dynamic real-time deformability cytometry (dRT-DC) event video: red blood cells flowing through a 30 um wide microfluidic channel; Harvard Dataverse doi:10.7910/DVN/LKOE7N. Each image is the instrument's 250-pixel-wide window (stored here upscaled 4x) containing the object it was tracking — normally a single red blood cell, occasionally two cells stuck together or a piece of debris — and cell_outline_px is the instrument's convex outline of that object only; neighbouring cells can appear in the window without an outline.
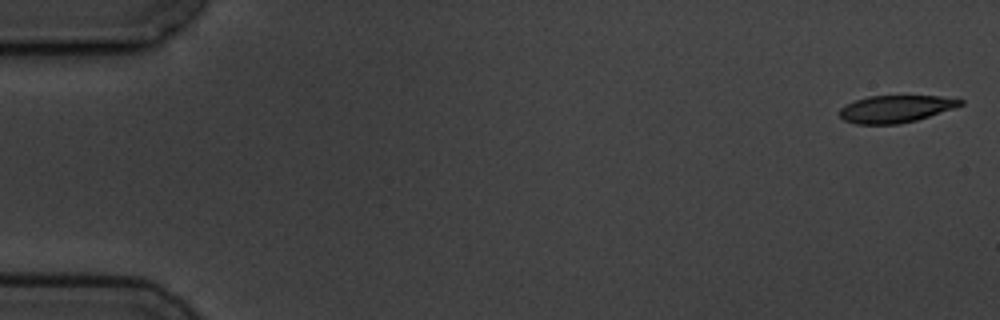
{"species": "common noctule bat (a hibernating species)", "species_latin": "Nyctalus noctula", "temperature_condition": "cold", "stored_images_in_passage": 6, "camera_frame_rate_fps": 3000, "um_per_image_px": 0.085, "animal": {"sex": "male", "body_mass_g": 19.5, "forearm_length_mm": 54.6}, "frame": {"image": 1, "passage_image": 1, "time_ms": 0.0, "image_size_px": [1000, 320], "cell_outline_px": [[964, 104], [916, 120], [900, 124], [856, 124], [844, 120], [840, 116], [840, 108], [856, 100], [868, 96], [940, 96], [964, 100]], "centroid_in_image_um": [76.12, 9.26], "position_along_channel_um": 8.9, "area_um2": 18.9}}
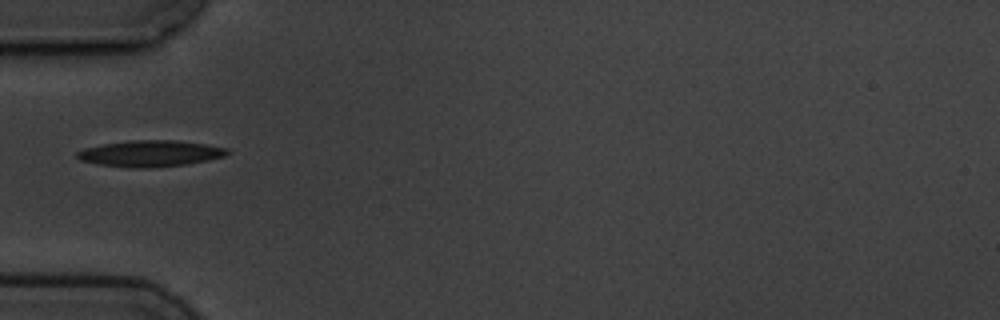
{"frame": {"image": 2, "passage_image": 5, "time_ms": 5.667, "image_size_px": [1000, 320], "cell_outline_px": [[228, 152], [224, 156], [208, 160], [184, 164], [148, 168], [132, 168], [100, 164], [80, 160], [76, 156], [76, 152], [84, 148], [104, 144], [132, 140], [176, 140], [208, 144], [228, 148]], "centroid_in_image_um": [12.78, 13.04], "position_along_channel_um": 72.2, "area_um2": 22.83}}
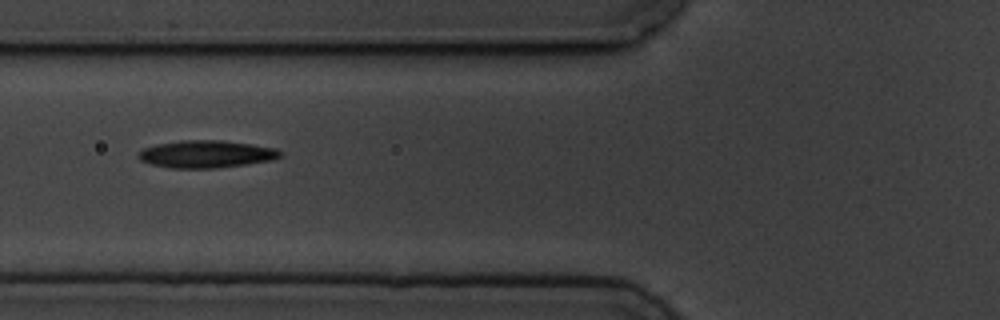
{"frame": {"image": 3, "passage_image": 6, "time_ms": 6.667, "image_size_px": [1000, 320], "cell_outline_px": [[284, 156], [272, 160], [248, 164], [216, 168], [172, 168], [152, 164], [140, 160], [136, 156], [144, 148], [156, 144], [180, 140], [224, 140], [252, 144], [276, 148], [284, 152]], "centroid_in_image_um": [17.59, 13.09], "position_along_channel_um": 108.2, "area_um2": 22.89}}